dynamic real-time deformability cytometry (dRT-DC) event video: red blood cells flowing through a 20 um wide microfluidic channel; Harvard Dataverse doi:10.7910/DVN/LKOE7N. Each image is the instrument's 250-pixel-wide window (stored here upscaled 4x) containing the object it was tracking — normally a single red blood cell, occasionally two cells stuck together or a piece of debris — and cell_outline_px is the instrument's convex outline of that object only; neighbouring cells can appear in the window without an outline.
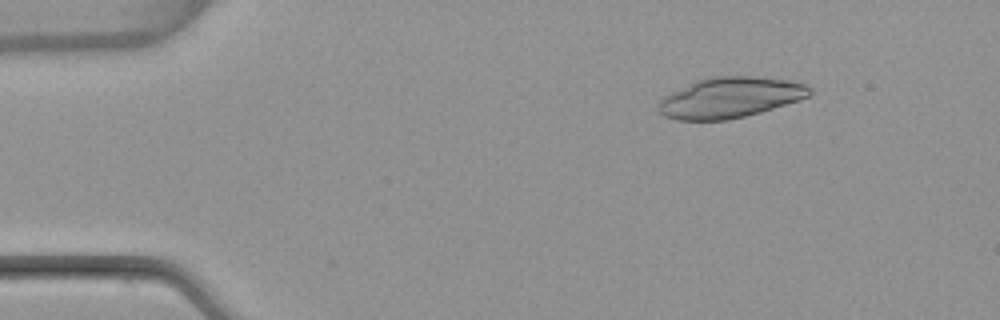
{"species": "common noctule bat (a hibernating species)", "species_latin": "Nyctalus noctula", "temperature_condition": "warm", "stored_images_in_passage": 51, "camera_frame_rate_fps": 3000, "um_per_image_px": 0.085, "animal": {"sex": "female", "body_mass_g": 22.7, "forearm_length_mm": 54.2}, "frame": {"image": 1, "passage_image": 7, "time_ms": 2.0, "image_size_px": [1000, 320], "cell_outline_px": [[812, 92], [808, 96], [800, 100], [760, 112], [728, 120], [676, 120], [664, 116], [660, 112], [660, 100], [664, 96], [696, 80], [712, 76], [760, 76], [788, 80], [804, 84], [812, 88]], "centroid_in_image_um": [62.08, 8.28], "position_along_channel_um": 22.9, "area_um2": 35.66}}